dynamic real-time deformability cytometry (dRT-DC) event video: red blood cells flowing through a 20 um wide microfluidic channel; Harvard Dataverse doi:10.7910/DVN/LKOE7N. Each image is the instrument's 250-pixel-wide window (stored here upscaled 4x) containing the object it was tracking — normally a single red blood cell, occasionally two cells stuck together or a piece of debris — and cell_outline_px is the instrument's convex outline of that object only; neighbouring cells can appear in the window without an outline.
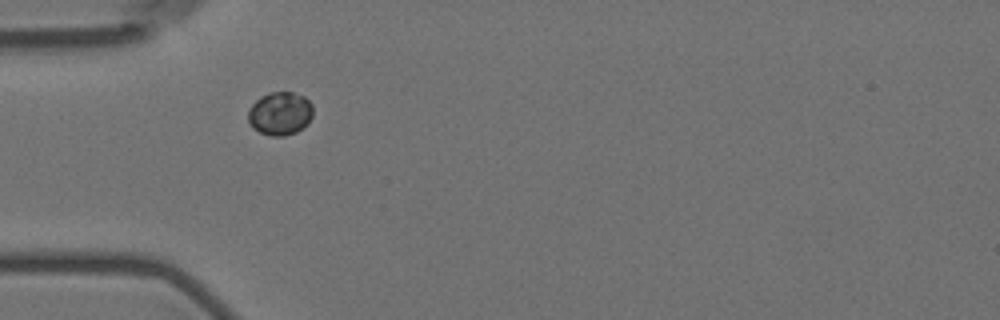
{"species": "Egyptian fruit bat (a non-hibernating species)", "species_latin": "Rousettus aegyptiacus", "temperature_condition": "room temperature", "stored_images_in_passage": 11, "camera_frame_rate_fps": 3000, "um_per_image_px": 0.085, "animal": {"sex": "female"}, "frame": {"image": 1, "passage_image": 1, "time_ms": 0.0, "image_size_px": [1000, 320], "cell_outline_px": [[312, 116], [308, 124], [296, 132], [284, 136], [272, 136], [260, 132], [252, 128], [248, 120], [248, 112], [252, 104], [260, 96], [268, 92], [292, 92], [304, 96], [312, 104]], "centroid_in_image_um": [23.8, 9.64], "position_along_channel_um": 61.2, "area_um2": 16.47}}
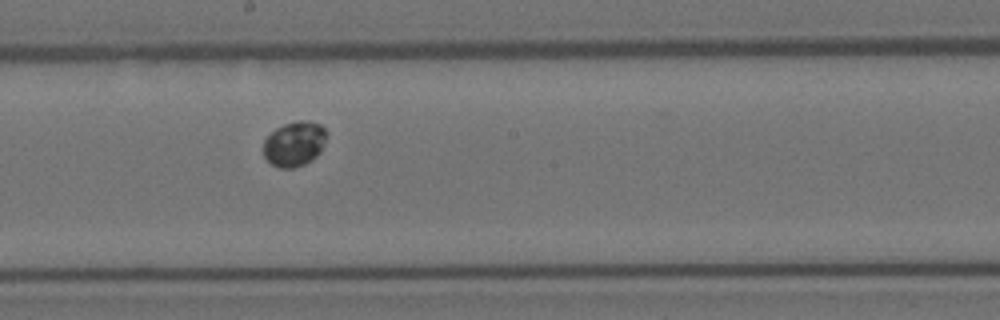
{"frame": {"image": 2, "passage_image": 5, "time_ms": 4.667, "image_size_px": [1000, 320], "cell_outline_px": [[328, 132], [324, 144], [320, 152], [312, 160], [304, 164], [292, 168], [280, 168], [272, 164], [264, 156], [264, 140], [276, 128], [284, 124], [300, 120], [308, 120], [320, 124]], "centroid_in_image_um": [25.05, 12.21], "position_along_channel_um": 223.2, "area_um2": 16.53}}
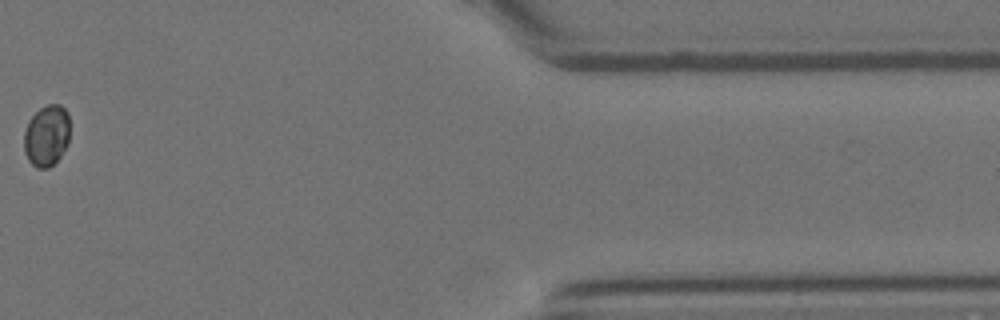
{"frame": {"image": 3, "passage_image": 10, "time_ms": 11.333, "image_size_px": [1000, 320], "cell_outline_px": [[68, 144], [60, 156], [48, 168], [36, 168], [28, 160], [24, 152], [24, 132], [28, 120], [40, 108], [48, 104], [60, 104], [68, 112]], "centroid_in_image_um": [3.94, 11.52], "position_along_channel_um": 407.5, "area_um2": 16.36}}